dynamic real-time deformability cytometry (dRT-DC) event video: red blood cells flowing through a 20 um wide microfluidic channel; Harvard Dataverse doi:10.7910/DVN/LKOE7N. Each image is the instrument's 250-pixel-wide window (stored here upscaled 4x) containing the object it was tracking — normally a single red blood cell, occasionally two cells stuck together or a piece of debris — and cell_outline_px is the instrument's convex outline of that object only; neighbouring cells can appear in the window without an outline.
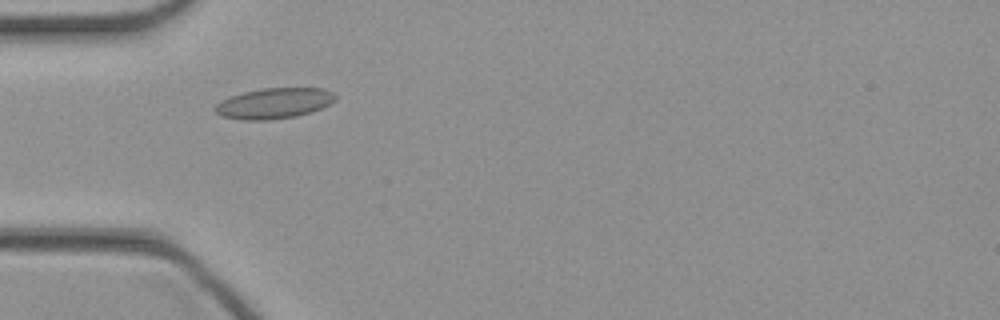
{"species": "common noctule bat (a hibernating species)", "species_latin": "Nyctalus noctula", "temperature_condition": "cold", "stored_images_in_passage": 43, "camera_frame_rate_fps": 3000, "um_per_image_px": 0.085, "animal": {"sex": "female", "body_mass_g": 21.9}, "frame": {"image": 1, "passage_image": 11, "time_ms": 3.333, "image_size_px": [1000, 320], "cell_outline_px": [[336, 100], [312, 112], [296, 116], [272, 120], [240, 120], [220, 116], [212, 108], [220, 100], [244, 92], [260, 88], [324, 88], [332, 92], [336, 96]], "centroid_in_image_um": [23.26, 8.79], "position_along_channel_um": 61.7, "area_um2": 21.62}}
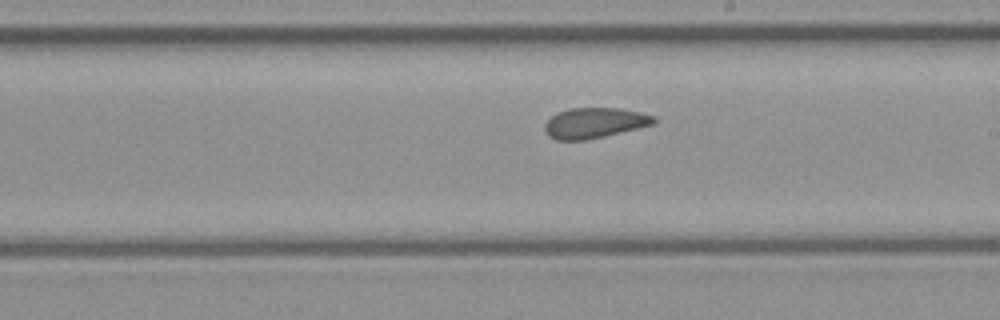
{"frame": {"image": 2, "passage_image": 23, "time_ms": 7.333, "image_size_px": [1000, 320], "cell_outline_px": [[656, 124], [604, 136], [584, 140], [556, 140], [548, 136], [544, 132], [544, 124], [552, 116], [560, 112], [572, 108], [620, 108], [640, 112], [656, 116]], "centroid_in_image_um": [50.55, 10.45], "position_along_channel_um": 238.4, "area_um2": 19.36}}
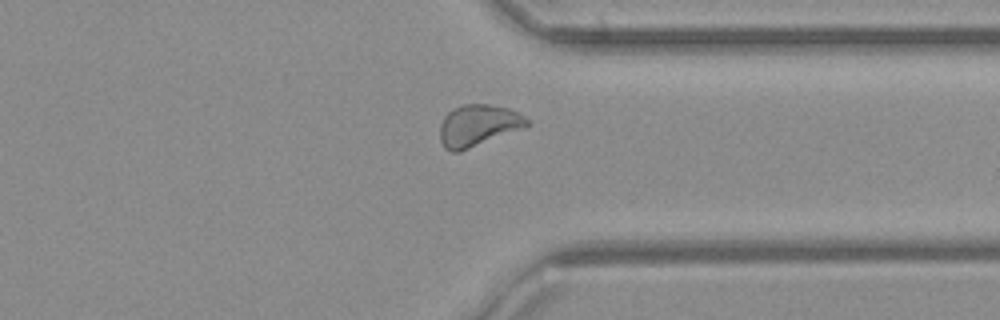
{"frame": {"image": 3, "passage_image": 32, "time_ms": 10.333, "image_size_px": [1000, 320], "cell_outline_px": [[532, 124], [460, 152], [452, 152], [444, 148], [440, 140], [440, 124], [444, 116], [452, 108], [464, 104], [488, 104], [508, 108], [532, 120]], "centroid_in_image_um": [40.63, 10.66], "position_along_channel_um": 370.8, "area_um2": 21.15}}